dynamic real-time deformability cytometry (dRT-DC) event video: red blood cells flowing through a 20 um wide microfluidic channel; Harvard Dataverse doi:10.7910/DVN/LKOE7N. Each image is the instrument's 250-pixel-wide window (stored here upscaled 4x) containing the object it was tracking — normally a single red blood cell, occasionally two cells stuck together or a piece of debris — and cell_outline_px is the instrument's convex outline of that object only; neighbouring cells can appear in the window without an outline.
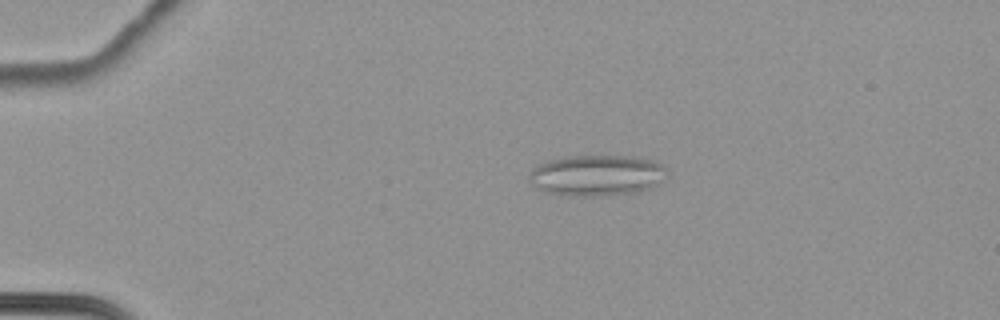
{"species": "common noctule bat (a hibernating species)", "species_latin": "Nyctalus noctula", "temperature_condition": "cold", "stored_images_in_passage": 48, "camera_frame_rate_fps": 3000, "um_per_image_px": 0.085, "animal": {"sex": "female", "body_mass_g": 22.7, "forearm_length_mm": 54.2}, "frame": {"image": 1, "passage_image": 13, "time_ms": 4.0, "image_size_px": [1000, 320], "cell_outline_px": [[668, 176], [664, 180], [652, 188], [640, 192], [604, 196], [560, 196], [544, 192], [536, 188], [528, 180], [528, 176], [532, 168], [548, 160], [568, 156], [632, 156], [652, 160], [664, 164], [668, 168]], "centroid_in_image_um": [50.76, 14.92], "position_along_channel_um": 34.2, "area_um2": 33.81}}
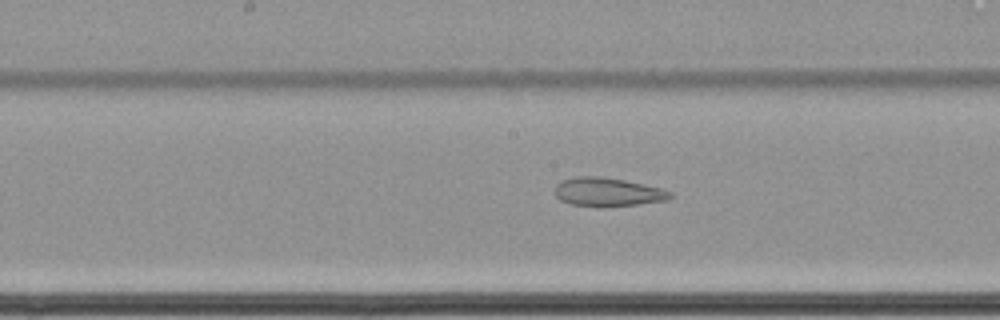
{"frame": {"image": 2, "passage_image": 33, "time_ms": 10.667, "image_size_px": [1000, 320], "cell_outline_px": [[672, 196], [668, 200], [640, 204], [600, 208], [572, 204], [560, 200], [556, 196], [556, 184], [564, 180], [576, 176], [600, 176], [624, 180], [660, 188], [672, 192]], "centroid_in_image_um": [51.66, 16.34], "position_along_channel_um": 196.5, "area_um2": 19.36}}
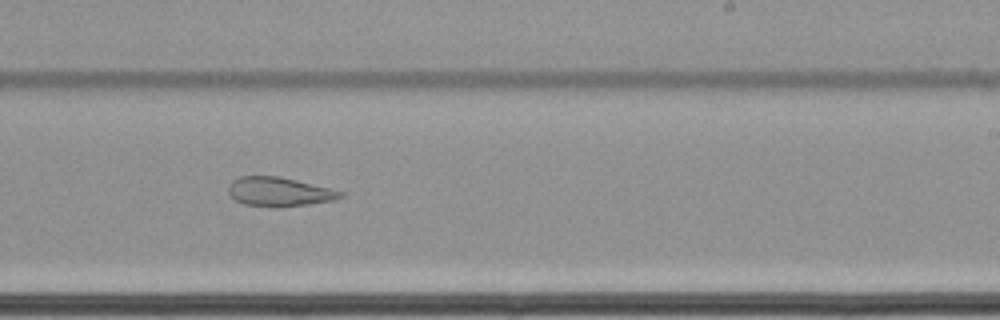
{"frame": {"image": 3, "passage_image": 39, "time_ms": 12.667, "image_size_px": [1000, 320], "cell_outline_px": [[344, 196], [336, 200], [308, 204], [276, 208], [244, 204], [236, 200], [228, 192], [228, 184], [232, 180], [240, 176], [280, 176], [332, 188], [344, 192]], "centroid_in_image_um": [23.75, 16.3], "position_along_channel_um": 265.2, "area_um2": 19.31}}